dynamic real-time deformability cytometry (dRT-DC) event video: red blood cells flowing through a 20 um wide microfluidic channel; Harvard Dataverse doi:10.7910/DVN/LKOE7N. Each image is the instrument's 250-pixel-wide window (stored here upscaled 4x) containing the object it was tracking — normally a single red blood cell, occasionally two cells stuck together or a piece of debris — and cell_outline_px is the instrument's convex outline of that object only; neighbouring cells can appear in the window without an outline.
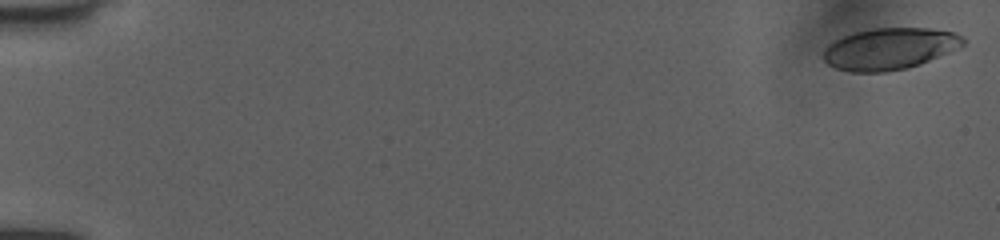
{"species": "human", "species_latin": "Homo sapiens", "temperature_condition": "room temperature", "stored_images_in_passage": 52, "camera_frame_rate_fps": 3000, "um_per_image_px": 0.085, "donor": {"sex": "female"}, "frame": {"image": 1, "passage_image": 1, "time_ms": 0.0, "image_size_px": [1000, 240], "cell_outline_px": [[964, 44], [920, 64], [904, 68], [884, 72], [852, 72], [836, 68], [828, 64], [824, 60], [824, 52], [828, 44], [852, 32], [872, 28], [928, 28], [952, 32], [964, 36]], "centroid_in_image_um": [75.58, 4.13], "position_along_channel_um": 9.4, "area_um2": 33.47}}
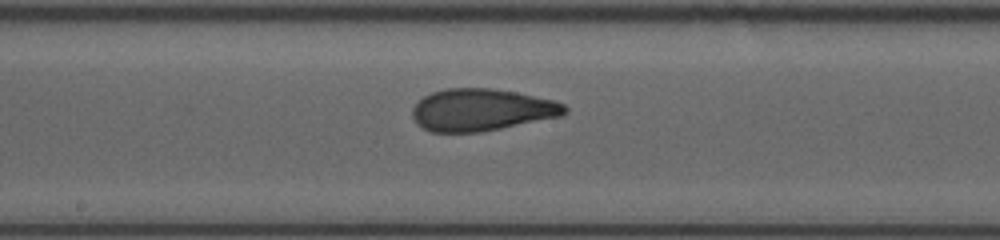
{"frame": {"image": 2, "passage_image": 29, "time_ms": 9.333, "image_size_px": [1000, 240], "cell_outline_px": [[568, 112], [560, 116], [480, 132], [432, 132], [416, 124], [412, 116], [412, 108], [424, 96], [432, 92], [444, 88], [492, 88], [516, 92], [552, 100], [564, 104], [568, 108]], "centroid_in_image_um": [40.9, 9.33], "position_along_channel_um": 207.3, "area_um2": 37.22}}
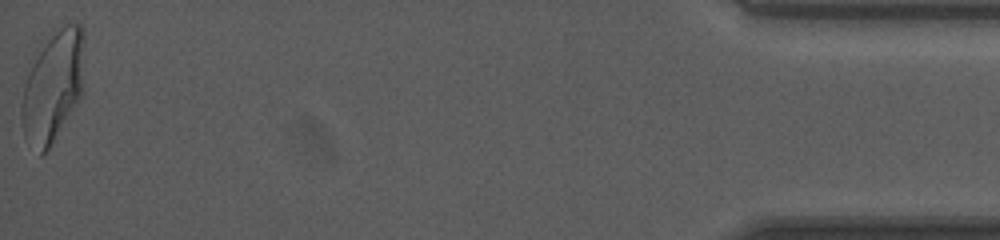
{"frame": {"image": 3, "passage_image": 52, "time_ms": 17.0, "image_size_px": [1000, 240], "cell_outline_px": [[84, 40], [80, 96], [48, 148], [40, 156], [24, 136], [20, 116], [20, 104], [28, 60], [52, 28], [64, 24], [80, 24], [84, 28]], "centroid_in_image_um": [4.41, 7.2], "position_along_channel_um": 430.8, "area_um2": 41.33}, "authors_computed_cell_mechanics": {"area_um2": 36.703, "velocity_mm_per_s": 4.0386, "shape_relaxation_time_tau1_ms": 7.7112, "shape_relaxation_time_tau2_ms": 1.0268, "deformation_change_tau1": 0.2559, "deformation_change_tau2": 0.0844}}